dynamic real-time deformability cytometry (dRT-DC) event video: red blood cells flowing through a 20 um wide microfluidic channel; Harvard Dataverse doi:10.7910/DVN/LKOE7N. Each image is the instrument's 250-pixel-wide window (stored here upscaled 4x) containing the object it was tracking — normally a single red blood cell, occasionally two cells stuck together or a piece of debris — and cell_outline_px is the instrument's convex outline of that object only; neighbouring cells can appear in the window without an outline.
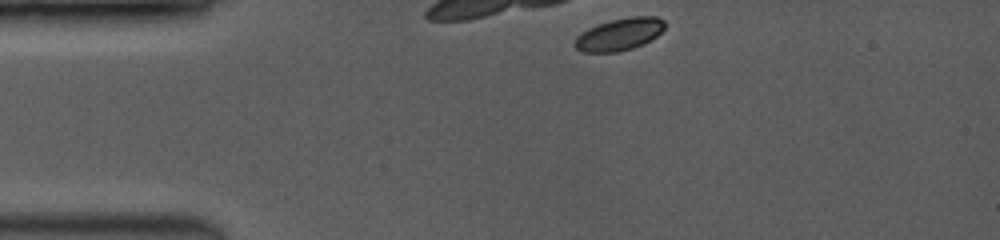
{"species": "common noctule bat (a hibernating species)", "species_latin": "Nyctalus noctula", "temperature_condition": "room temperature", "stored_images_in_passage": 5, "camera_frame_rate_fps": 3500, "um_per_image_px": 0.085, "animal": {"sex": "female", "body_mass_g": 19.0, "forearm_length_mm": 53.3}, "frame": {"image": 1, "passage_image": 1, "time_ms": 0.0, "image_size_px": [1000, 240], "cell_outline_px": [[664, 28], [656, 36], [632, 48], [616, 52], [584, 52], [576, 48], [572, 44], [576, 36], [588, 28], [612, 20], [632, 16], [656, 16], [664, 20]], "centroid_in_image_um": [52.61, 2.91], "position_along_channel_um": 32.4, "area_um2": 16.65}}